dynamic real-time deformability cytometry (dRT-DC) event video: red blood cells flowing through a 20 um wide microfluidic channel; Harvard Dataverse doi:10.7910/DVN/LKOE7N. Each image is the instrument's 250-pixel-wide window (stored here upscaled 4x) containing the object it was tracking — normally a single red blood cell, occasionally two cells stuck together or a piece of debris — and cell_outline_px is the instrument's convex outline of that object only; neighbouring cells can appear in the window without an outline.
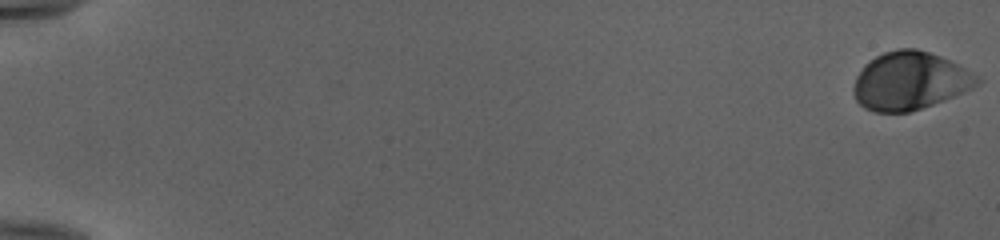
{"species": "human", "species_latin": "Homo sapiens", "temperature_condition": "cold", "stored_images_in_passage": 54, "camera_frame_rate_fps": 3000, "um_per_image_px": 0.085, "donor": {"sex": "female"}, "frame": {"image": 1, "passage_image": 1, "time_ms": 0.0, "image_size_px": [1000, 240], "cell_outline_px": [[984, 80], [980, 84], [972, 88], [944, 100], [908, 112], [876, 112], [864, 108], [856, 100], [852, 92], [852, 88], [856, 76], [864, 64], [876, 56], [884, 52], [900, 48], [916, 48], [940, 56], [964, 68]], "centroid_in_image_um": [77.31, 6.88], "position_along_channel_um": 7.7, "area_um2": 41.62}}
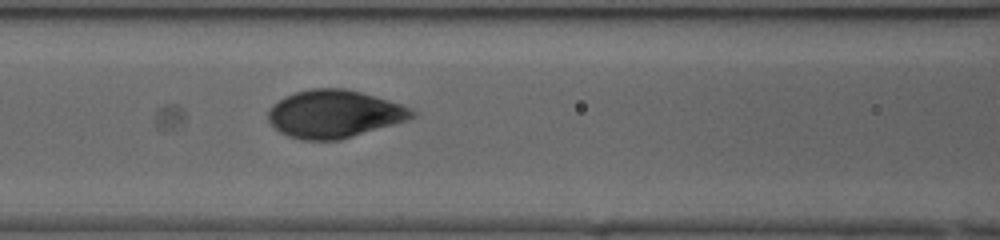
{"frame": {"image": 2, "passage_image": 26, "time_ms": 8.333, "image_size_px": [1000, 240], "cell_outline_px": [[416, 116], [408, 120], [340, 140], [300, 140], [288, 136], [280, 132], [268, 120], [268, 112], [272, 104], [284, 96], [296, 92], [312, 88], [344, 88], [360, 92], [388, 100], [412, 108], [416, 112]], "centroid_in_image_um": [28.41, 9.69], "position_along_channel_um": 138.2, "area_um2": 40.06}}
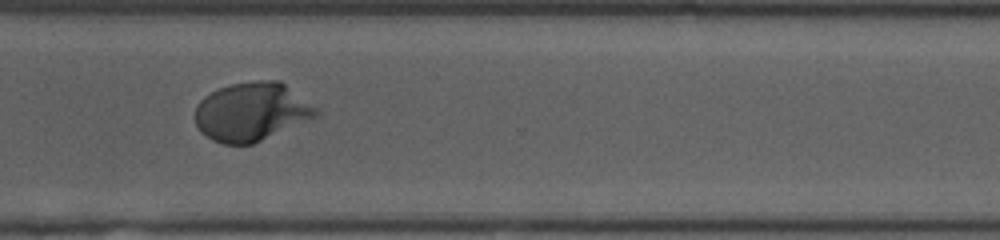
{"frame": {"image": 3, "passage_image": 42, "time_ms": 13.667, "image_size_px": [1000, 240], "cell_outline_px": [[320, 116], [252, 144], [224, 144], [212, 140], [200, 132], [196, 124], [196, 104], [204, 96], [220, 88], [232, 84], [256, 80], [280, 80], [316, 108], [320, 112]], "centroid_in_image_um": [21.39, 9.5], "position_along_channel_um": 349.2, "area_um2": 41.21}, "authors_computed_cell_mechanics": {"area_um2": 40.4889, "velocity_mm_per_s": 3.9619, "shape_relaxation_time_tau1_ms": 2.8517, "shape_relaxation_time_tau2_ms": null, "deformation_change_tau1": 0.1554, "deformation_change_tau2": null}}